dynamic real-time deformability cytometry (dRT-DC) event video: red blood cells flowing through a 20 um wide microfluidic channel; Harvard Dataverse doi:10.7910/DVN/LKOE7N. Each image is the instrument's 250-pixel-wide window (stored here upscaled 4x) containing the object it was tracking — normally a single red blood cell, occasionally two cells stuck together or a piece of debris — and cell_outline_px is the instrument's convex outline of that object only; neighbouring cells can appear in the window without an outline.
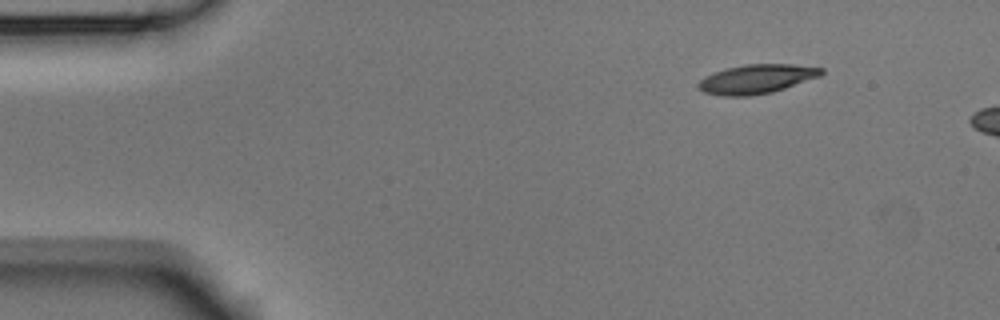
{"species": "Egyptian fruit bat (a non-hibernating species)", "species_latin": "Rousettus aegyptiacus", "temperature_condition": "room temperature", "stored_images_in_passage": 2, "camera_frame_rate_fps": 3000, "um_per_image_px": 0.085, "animal": {"sex": "male"}, "frame": {"image": 1, "passage_image": 2, "time_ms": 0.333, "image_size_px": [1000, 320], "cell_outline_px": [[824, 72], [820, 76], [772, 92], [748, 96], [724, 96], [704, 92], [696, 88], [696, 84], [704, 76], [724, 68], [744, 64], [792, 64], [824, 68]], "centroid_in_image_um": [64.26, 6.71], "position_along_channel_um": 20.7, "area_um2": 20.98}}